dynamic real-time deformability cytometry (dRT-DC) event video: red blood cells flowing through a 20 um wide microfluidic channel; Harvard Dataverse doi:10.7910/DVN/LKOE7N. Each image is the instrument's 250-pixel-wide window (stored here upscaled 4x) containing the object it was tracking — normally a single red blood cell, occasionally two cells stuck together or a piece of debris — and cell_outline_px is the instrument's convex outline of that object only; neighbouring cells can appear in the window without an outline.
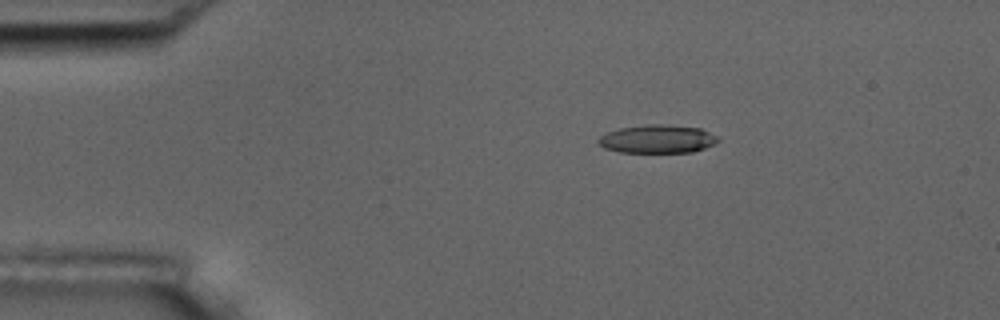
{"species": "common noctule bat (a hibernating species)", "species_latin": "Nyctalus noctula", "temperature_condition": "room temperature", "stored_images_in_passage": 5, "camera_frame_rate_fps": 3000, "um_per_image_px": 0.085, "animal": {"sex": "male", "body_mass_g": 17.5, "forearm_length_mm": 52.3}, "frame": {"image": 1, "passage_image": 2, "time_ms": 1.333, "image_size_px": [1000, 320], "cell_outline_px": [[720, 140], [704, 148], [692, 152], [620, 152], [604, 148], [596, 140], [600, 136], [608, 132], [620, 128], [644, 124], [660, 124], [700, 128], [716, 136]], "centroid_in_image_um": [55.85, 11.81], "position_along_channel_um": 29.2, "area_um2": 19.54}}
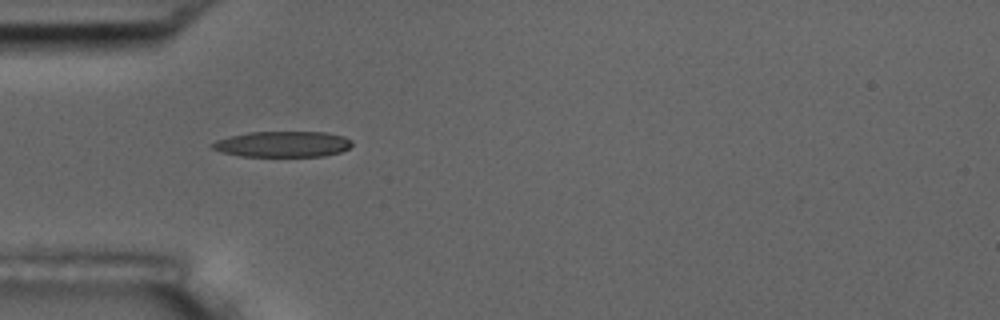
{"frame": {"image": 2, "passage_image": 4, "time_ms": 3.667, "image_size_px": [1000, 320], "cell_outline_px": [[352, 144], [348, 148], [340, 152], [324, 156], [240, 156], [224, 152], [212, 148], [208, 144], [216, 140], [228, 136], [248, 132], [328, 132], [344, 136], [352, 140]], "centroid_in_image_um": [24.02, 12.24], "position_along_channel_um": 61.0, "area_um2": 21.1}}